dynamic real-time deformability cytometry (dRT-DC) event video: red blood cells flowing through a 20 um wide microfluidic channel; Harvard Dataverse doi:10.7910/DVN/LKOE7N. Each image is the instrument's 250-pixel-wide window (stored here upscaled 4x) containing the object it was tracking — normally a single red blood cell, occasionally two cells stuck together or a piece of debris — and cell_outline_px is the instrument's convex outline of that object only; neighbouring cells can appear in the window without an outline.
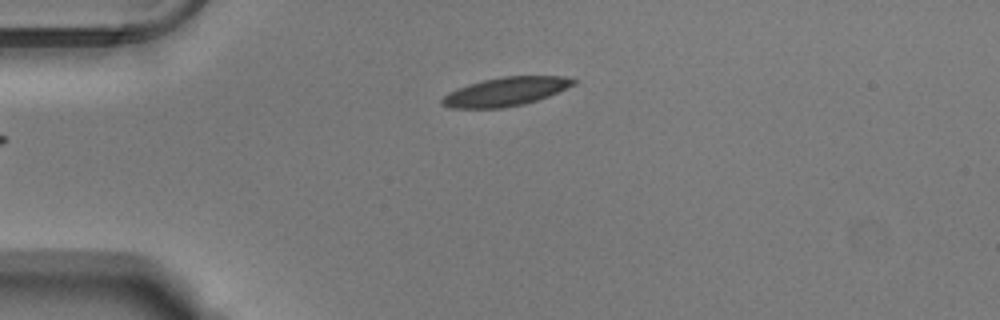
{"species": "Egyptian fruit bat (a non-hibernating species)", "species_latin": "Rousettus aegyptiacus", "temperature_condition": "warm", "stored_images_in_passage": 36, "camera_frame_rate_fps": 3000, "um_per_image_px": 0.085, "animal": {"sex": "male"}, "frame": {"image": 1, "passage_image": 2, "time_ms": 0.333, "image_size_px": [1000, 320], "cell_outline_px": [[576, 84], [548, 96], [524, 104], [500, 108], [452, 108], [440, 104], [440, 100], [448, 92], [456, 88], [468, 84], [484, 80], [504, 76], [564, 76], [576, 80]], "centroid_in_image_um": [42.95, 7.79], "position_along_channel_um": 42.0, "area_um2": 21.91}}
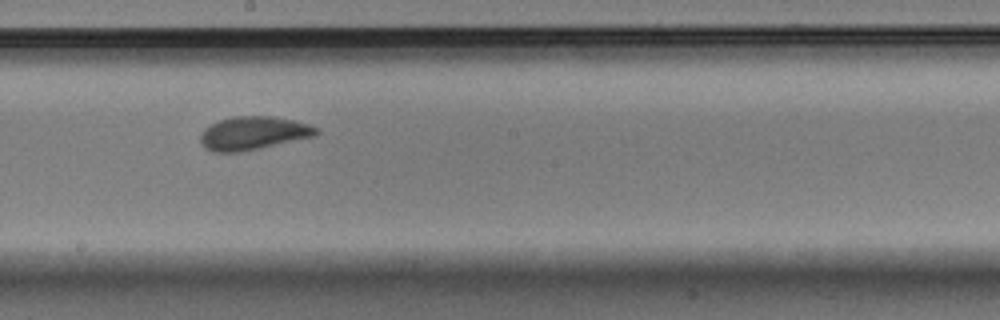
{"frame": {"image": 2, "passage_image": 19, "time_ms": 6.0, "image_size_px": [1000, 320], "cell_outline_px": [[320, 132], [316, 136], [260, 148], [240, 152], [212, 152], [204, 148], [200, 140], [200, 136], [204, 128], [220, 120], [236, 116], [272, 116], [292, 120], [308, 124], [320, 128]], "centroid_in_image_um": [21.55, 11.32], "position_along_channel_um": 226.7, "area_um2": 22.54}}
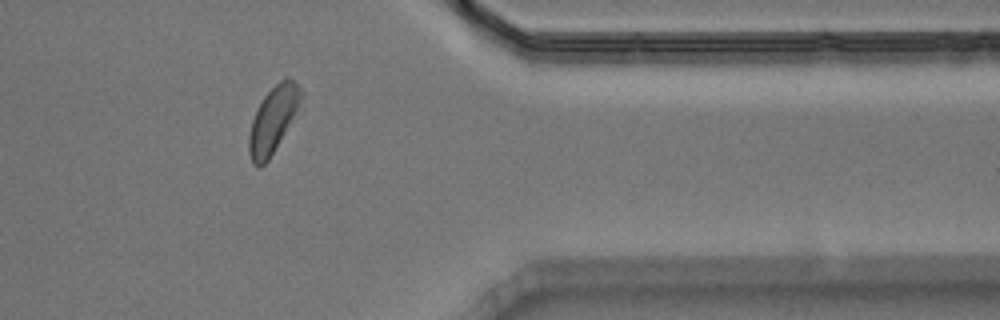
{"frame": {"image": 3, "passage_image": 33, "time_ms": 10.667, "image_size_px": [1000, 320], "cell_outline_px": [[304, 112], [268, 160], [260, 168], [256, 168], [252, 164], [248, 152], [248, 136], [252, 120], [264, 96], [280, 80], [292, 80], [304, 92]], "centroid_in_image_um": [23.33, 10.24], "position_along_channel_um": 388.1, "area_um2": 21.44}, "authors_computed_cell_mechanics": {"area_um2": 21.9929, "velocity_mm_per_s": 3.7547, "shape_relaxation_time_tau1_ms": 2.3064, "shape_relaxation_time_tau2_ms": 1.8965, "deformation_change_tau1": 0.1452, "deformation_change_tau2": 0.0812}}